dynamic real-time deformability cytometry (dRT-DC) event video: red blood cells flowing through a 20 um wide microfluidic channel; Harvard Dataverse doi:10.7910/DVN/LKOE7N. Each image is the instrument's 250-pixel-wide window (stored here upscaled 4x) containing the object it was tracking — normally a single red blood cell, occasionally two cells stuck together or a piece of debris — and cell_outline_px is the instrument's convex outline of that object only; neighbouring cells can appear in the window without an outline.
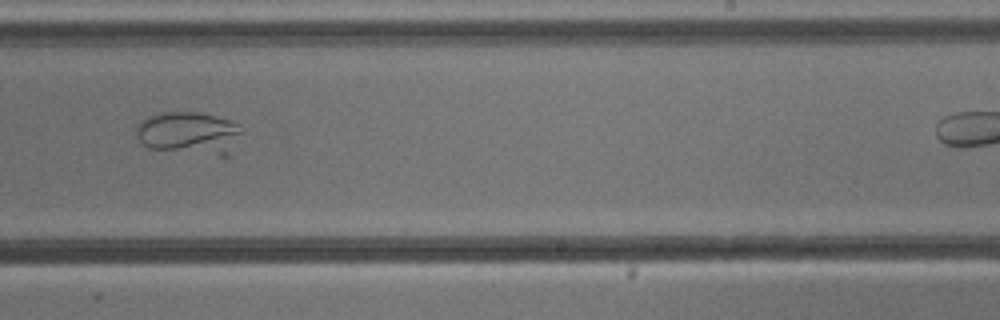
{"species": "common noctule bat (a hibernating species)", "species_latin": "Nyctalus noctula", "temperature_condition": "cold", "stored_images_in_passage": 38, "camera_frame_rate_fps": 3000, "um_per_image_px": 0.085, "animal": {"sex": "male", "body_mass_g": 13.3}, "frame": {"image": 1, "passage_image": 27, "time_ms": 8.667, "image_size_px": [1000, 320], "cell_outline_px": [[244, 132], [228, 156], [220, 156], [148, 148], [136, 136], [136, 124], [140, 120], [148, 116], [164, 112], [196, 112], [216, 116], [228, 120], [236, 124]], "centroid_in_image_um": [16.07, 11.32], "position_along_channel_um": 272.9, "area_um2": 26.47}}